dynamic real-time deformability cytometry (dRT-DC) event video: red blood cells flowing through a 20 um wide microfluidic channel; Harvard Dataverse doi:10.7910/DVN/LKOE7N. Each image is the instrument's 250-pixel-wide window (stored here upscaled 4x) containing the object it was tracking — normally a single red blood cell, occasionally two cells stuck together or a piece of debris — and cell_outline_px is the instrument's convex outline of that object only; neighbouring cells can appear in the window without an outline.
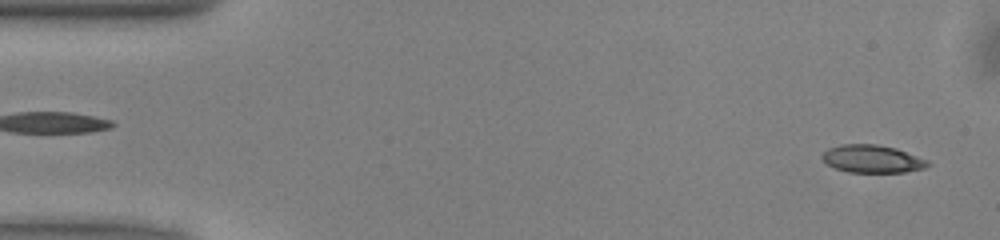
{"species": "common noctule bat (a hibernating species)", "species_latin": "Nyctalus noctula", "temperature_condition": "warm", "stored_images_in_passage": 50, "camera_frame_rate_fps": 3000, "um_per_image_px": 0.085, "animal": {"sex": "male", "body_mass_g": 13.0, "forearm_length_mm": 53.1}, "frame": {"image": 1, "passage_image": 2, "time_ms": 0.333, "image_size_px": [1000, 240], "cell_outline_px": [[932, 164], [924, 168], [904, 172], [848, 172], [836, 168], [828, 164], [820, 156], [828, 148], [840, 144], [876, 144], [896, 148], [928, 160]], "centroid_in_image_um": [74.15, 13.5], "position_along_channel_um": 10.9, "area_um2": 17.05}}
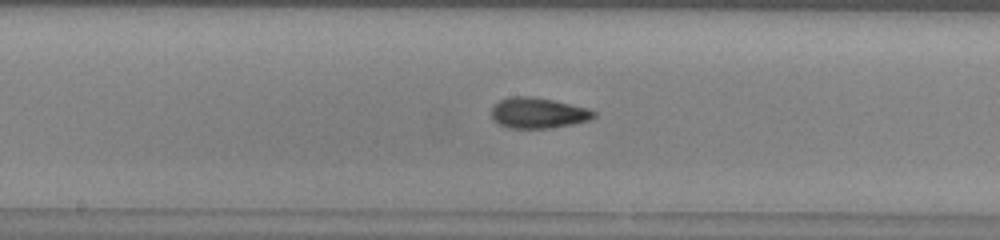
{"frame": {"image": 2, "passage_image": 25, "time_ms": 8.0, "image_size_px": [1000, 240], "cell_outline_px": [[596, 116], [588, 120], [572, 124], [548, 128], [508, 128], [492, 120], [492, 108], [500, 100], [512, 96], [532, 96], [552, 100], [588, 108], [596, 112]], "centroid_in_image_um": [45.73, 9.6], "position_along_channel_um": 202.5, "area_um2": 18.15}}
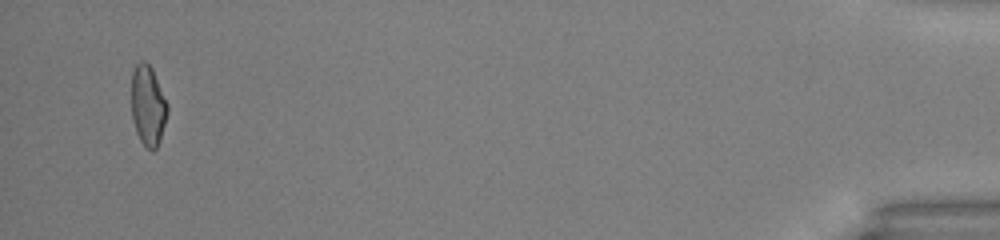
{"frame": {"image": 3, "passage_image": 48, "time_ms": 15.667, "image_size_px": [1000, 240], "cell_outline_px": [[168, 112], [160, 140], [156, 148], [152, 152], [140, 140], [136, 132], [132, 120], [132, 72], [136, 64], [140, 60], [144, 60], [152, 68], [168, 104]], "centroid_in_image_um": [12.58, 8.97], "position_along_channel_um": 422.6, "area_um2": 16.88}, "authors_computed_cell_mechanics": {"area_um2": 17.5134, "velocity_mm_per_s": 4.0502, "shape_relaxation_time_tau1_ms": 6.3647, "shape_relaxation_time_tau2_ms": 1.7171, "deformation_change_tau1": 0.1895, "deformation_change_tau2": 0.0853}}